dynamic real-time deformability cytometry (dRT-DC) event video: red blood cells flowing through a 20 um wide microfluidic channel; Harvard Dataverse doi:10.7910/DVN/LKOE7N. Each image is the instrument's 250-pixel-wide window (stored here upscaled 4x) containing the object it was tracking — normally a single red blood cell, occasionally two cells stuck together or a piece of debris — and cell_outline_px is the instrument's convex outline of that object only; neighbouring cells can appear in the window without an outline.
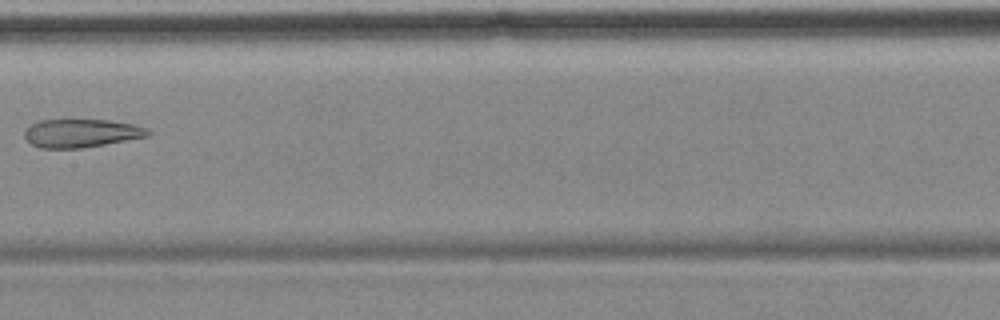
{"species": "common noctule bat (a hibernating species)", "species_latin": "Nyctalus noctula", "temperature_condition": "cold", "stored_images_in_passage": 8, "camera_frame_rate_fps": 3000, "um_per_image_px": 0.085, "animal": {"sex": "female", "body_mass_g": 18.4}, "frame": {"image": 1, "passage_image": 8, "time_ms": 8.667, "image_size_px": [1000, 320], "cell_outline_px": [[152, 132], [148, 136], [104, 144], [80, 148], [40, 148], [32, 144], [24, 136], [24, 132], [28, 124], [40, 120], [112, 120], [132, 124], [148, 128]], "centroid_in_image_um": [6.89, 11.31], "position_along_channel_um": 200.5, "area_um2": 20.35}}